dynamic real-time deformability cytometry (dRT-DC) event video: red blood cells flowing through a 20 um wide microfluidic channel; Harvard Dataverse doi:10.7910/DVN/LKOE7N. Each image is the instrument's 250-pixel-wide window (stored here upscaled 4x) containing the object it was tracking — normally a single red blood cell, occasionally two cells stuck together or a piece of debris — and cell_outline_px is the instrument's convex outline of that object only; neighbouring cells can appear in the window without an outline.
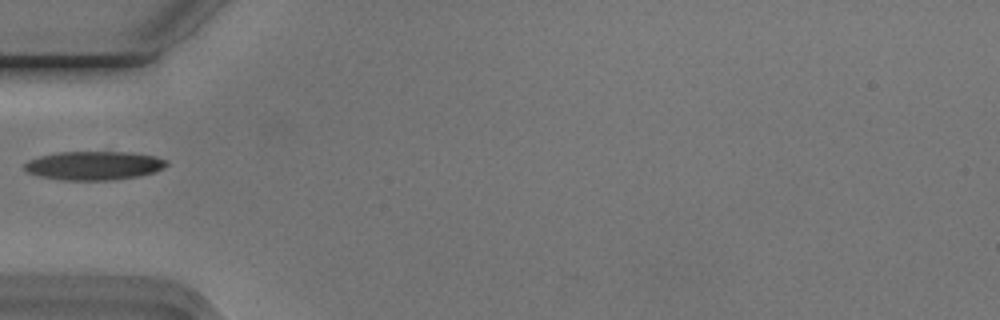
{"species": "Egyptian fruit bat (a non-hibernating species)", "species_latin": "Rousettus aegyptiacus", "temperature_condition": "cold", "stored_images_in_passage": 1, "camera_frame_rate_fps": 3000, "um_per_image_px": 0.085, "animal": {"sex": "male"}, "frame": {"image": 1, "passage_image": 1, "time_ms": 0.0, "image_size_px": [1000, 320], "cell_outline_px": [[168, 164], [164, 168], [140, 176], [112, 180], [64, 180], [40, 176], [28, 172], [24, 168], [24, 164], [28, 160], [40, 156], [60, 152], [132, 152], [156, 156], [168, 160]], "centroid_in_image_um": [8.02, 14.07], "position_along_channel_um": 77.0, "area_um2": 23.81}}